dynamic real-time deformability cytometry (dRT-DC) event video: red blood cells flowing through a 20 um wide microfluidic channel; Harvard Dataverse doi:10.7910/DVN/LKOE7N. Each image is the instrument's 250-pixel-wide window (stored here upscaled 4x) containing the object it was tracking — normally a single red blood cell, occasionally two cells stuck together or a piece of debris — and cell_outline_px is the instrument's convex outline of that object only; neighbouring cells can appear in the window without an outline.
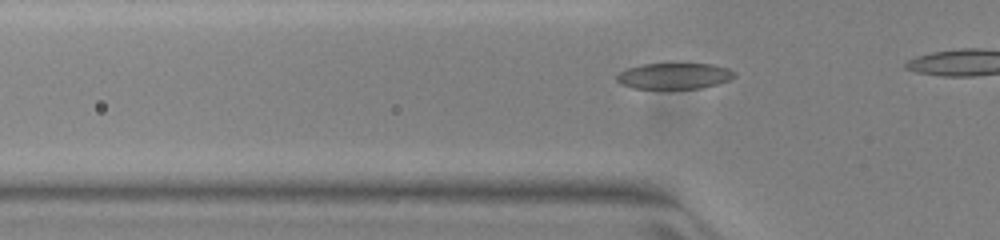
{"species": "common noctule bat (a hibernating species)", "species_latin": "Nyctalus noctula", "temperature_condition": "warm", "stored_images_in_passage": 11, "camera_frame_rate_fps": 3000, "um_per_image_px": 0.085, "animal": {"sex": "female", "body_mass_g": 23.0, "forearm_length_mm": 53.4}, "frame": {"image": 1, "passage_image": 5, "time_ms": 1.333, "image_size_px": [1000, 240], "cell_outline_px": [[736, 76], [728, 80], [716, 84], [700, 88], [632, 88], [620, 84], [616, 80], [616, 76], [620, 72], [628, 68], [640, 64], [712, 64], [728, 68], [736, 72]], "centroid_in_image_um": [57.3, 6.45], "position_along_channel_um": 68.5, "area_um2": 17.74}}
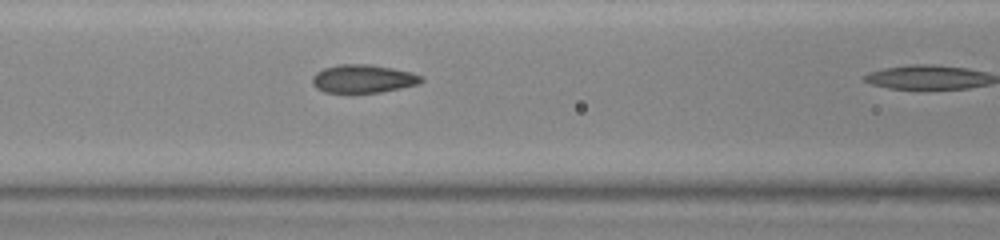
{"frame": {"image": 2, "passage_image": 10, "time_ms": 3.0, "image_size_px": [1000, 240], "cell_outline_px": [[424, 80], [416, 84], [400, 88], [380, 92], [324, 92], [316, 88], [312, 84], [312, 76], [316, 72], [324, 68], [340, 64], [368, 64], [392, 68], [412, 72], [424, 76]], "centroid_in_image_um": [30.86, 6.68], "position_along_channel_um": 135.7, "area_um2": 17.86}}